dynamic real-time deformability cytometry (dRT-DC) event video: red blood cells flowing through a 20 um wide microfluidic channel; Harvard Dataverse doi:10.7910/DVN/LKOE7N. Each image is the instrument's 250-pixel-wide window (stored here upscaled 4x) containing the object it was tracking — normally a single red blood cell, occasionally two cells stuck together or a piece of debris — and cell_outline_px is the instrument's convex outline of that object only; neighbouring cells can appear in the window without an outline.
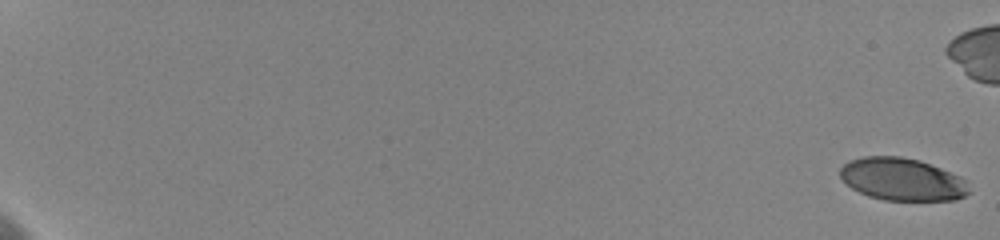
{"species": "human", "species_latin": "Homo sapiens", "temperature_condition": "cold", "stored_images_in_passage": 12, "camera_frame_rate_fps": 3000, "um_per_image_px": 0.085, "donor": {"sex": "female"}, "frame": {"image": 1, "passage_image": 1, "time_ms": 0.0, "image_size_px": [1000, 240], "cell_outline_px": [[972, 192], [956, 200], [884, 200], [868, 196], [852, 188], [840, 176], [840, 168], [844, 164], [852, 160], [864, 156], [900, 156], [920, 160], [960, 176], [964, 180]], "centroid_in_image_um": [76.71, 15.24], "position_along_channel_um": 8.3, "area_um2": 31.85}}